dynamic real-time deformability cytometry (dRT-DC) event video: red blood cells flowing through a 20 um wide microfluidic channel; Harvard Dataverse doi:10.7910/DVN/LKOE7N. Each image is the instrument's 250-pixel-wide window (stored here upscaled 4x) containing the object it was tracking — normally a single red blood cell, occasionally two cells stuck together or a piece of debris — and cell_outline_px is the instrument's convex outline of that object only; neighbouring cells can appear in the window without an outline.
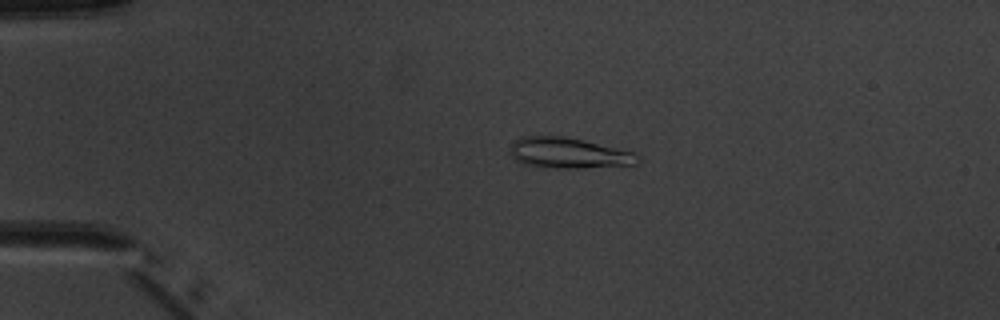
{"species": "common noctule bat (a hibernating species)", "species_latin": "Nyctalus noctula", "temperature_condition": "warm", "stored_images_in_passage": 4, "camera_frame_rate_fps": 3000, "um_per_image_px": 0.085, "animal": {"sex": "male", "body_mass_g": 20.1, "forearm_length_mm": 53.5}, "frame": {"image": 1, "passage_image": 3, "time_ms": 3.333, "image_size_px": [1000, 320], "cell_outline_px": [[640, 164], [584, 168], [544, 168], [524, 164], [516, 160], [512, 156], [512, 140], [520, 136], [564, 136], [584, 140], [636, 152], [640, 156]], "centroid_in_image_um": [48.38, 13.01], "position_along_channel_um": 36.6, "area_um2": 23.18}}